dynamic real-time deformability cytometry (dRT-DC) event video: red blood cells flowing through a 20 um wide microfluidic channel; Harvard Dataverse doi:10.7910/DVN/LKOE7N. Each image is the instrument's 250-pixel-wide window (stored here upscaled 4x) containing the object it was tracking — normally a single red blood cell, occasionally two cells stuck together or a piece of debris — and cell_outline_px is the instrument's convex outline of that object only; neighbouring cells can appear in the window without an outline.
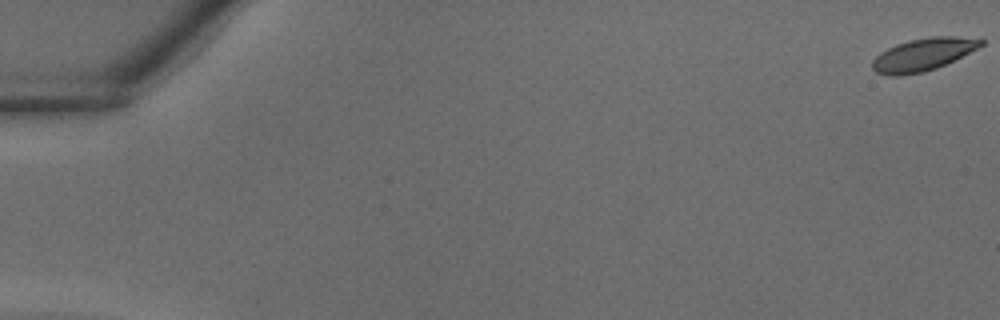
{"species": "common noctule bat (a hibernating species)", "species_latin": "Nyctalus noctula", "temperature_condition": "warm", "stored_images_in_passage": 5, "camera_frame_rate_fps": 3000, "um_per_image_px": 0.085, "animal": {"sex": "male", "body_mass_g": 18.8}, "frame": {"image": 1, "passage_image": 1, "time_ms": 0.0, "image_size_px": [1000, 320], "cell_outline_px": [[984, 44], [936, 68], [924, 72], [900, 76], [888, 76], [876, 72], [872, 68], [872, 60], [880, 52], [896, 44], [908, 40], [928, 36], [956, 36], [984, 40]], "centroid_in_image_um": [78.39, 4.63], "position_along_channel_um": 6.6, "area_um2": 20.46}}